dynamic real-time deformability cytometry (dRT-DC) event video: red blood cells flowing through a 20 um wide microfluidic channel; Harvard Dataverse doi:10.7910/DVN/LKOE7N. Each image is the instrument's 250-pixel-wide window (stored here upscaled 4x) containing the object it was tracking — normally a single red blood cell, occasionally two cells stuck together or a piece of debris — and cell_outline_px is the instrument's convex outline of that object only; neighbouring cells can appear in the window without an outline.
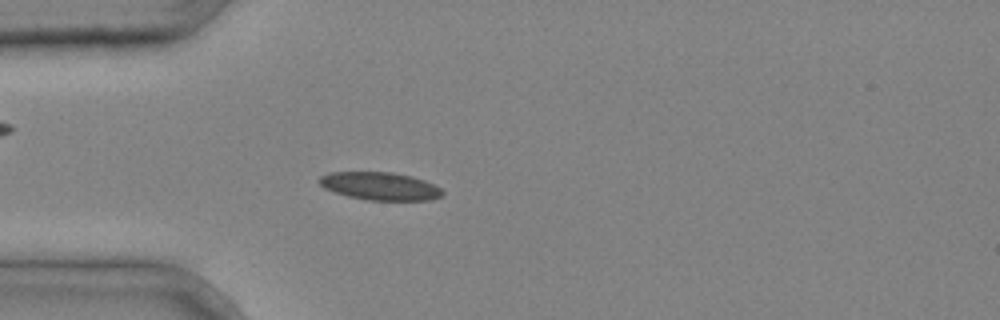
{"species": "common noctule bat (a hibernating species)", "species_latin": "Nyctalus noctula", "temperature_condition": "cold", "stored_images_in_passage": 37, "camera_frame_rate_fps": 3000, "um_per_image_px": 0.085, "animal": {"sex": "male", "body_mass_g": 20.4}, "frame": {"image": 1, "passage_image": 7, "time_ms": 2.0, "image_size_px": [1000, 320], "cell_outline_px": [[444, 192], [440, 196], [432, 200], [368, 200], [348, 196], [332, 192], [324, 188], [316, 180], [320, 176], [328, 172], [392, 172], [412, 176], [424, 180], [440, 188]], "centroid_in_image_um": [32.25, 15.81], "position_along_channel_um": 52.7, "area_um2": 20.11}}
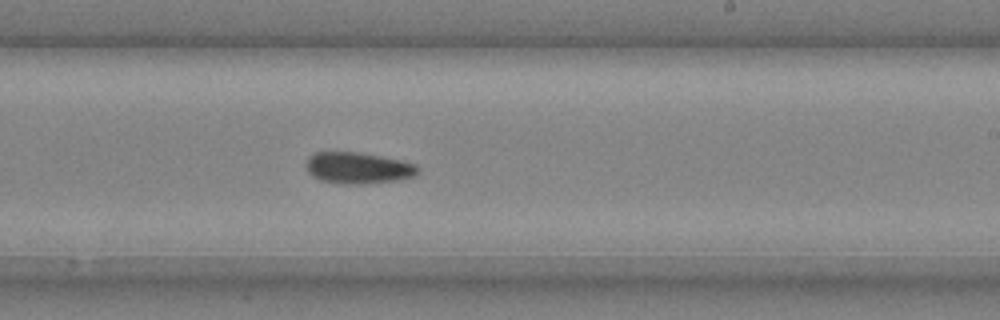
{"frame": {"image": 2, "passage_image": 21, "time_ms": 6.667, "image_size_px": [1000, 320], "cell_outline_px": [[420, 168], [412, 176], [396, 180], [360, 184], [340, 184], [320, 180], [312, 176], [308, 172], [304, 164], [308, 156], [316, 152], [360, 152], [400, 160], [416, 164]], "centroid_in_image_um": [30.36, 14.27], "position_along_channel_um": 258.6, "area_um2": 20.46}}
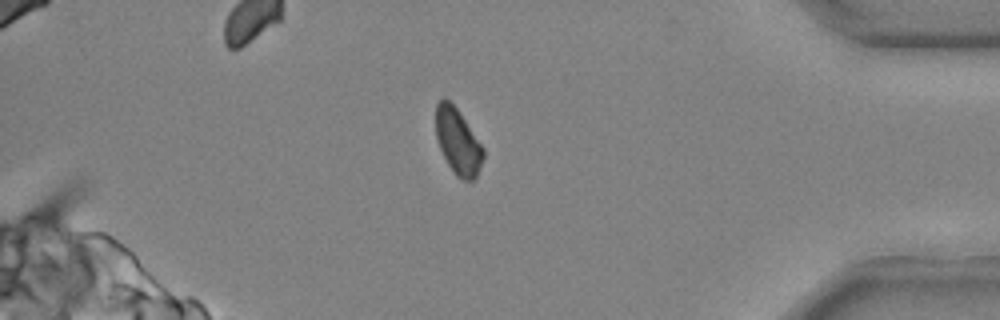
{"frame": {"image": 3, "passage_image": 32, "time_ms": 10.333, "image_size_px": [1000, 320], "cell_outline_px": [[484, 156], [476, 176], [472, 180], [464, 180], [456, 176], [448, 164], [440, 148], [436, 136], [436, 104], [444, 96], [456, 108], [484, 148]], "centroid_in_image_um": [38.91, 12.03], "position_along_channel_um": 396.3, "area_um2": 17.86}}